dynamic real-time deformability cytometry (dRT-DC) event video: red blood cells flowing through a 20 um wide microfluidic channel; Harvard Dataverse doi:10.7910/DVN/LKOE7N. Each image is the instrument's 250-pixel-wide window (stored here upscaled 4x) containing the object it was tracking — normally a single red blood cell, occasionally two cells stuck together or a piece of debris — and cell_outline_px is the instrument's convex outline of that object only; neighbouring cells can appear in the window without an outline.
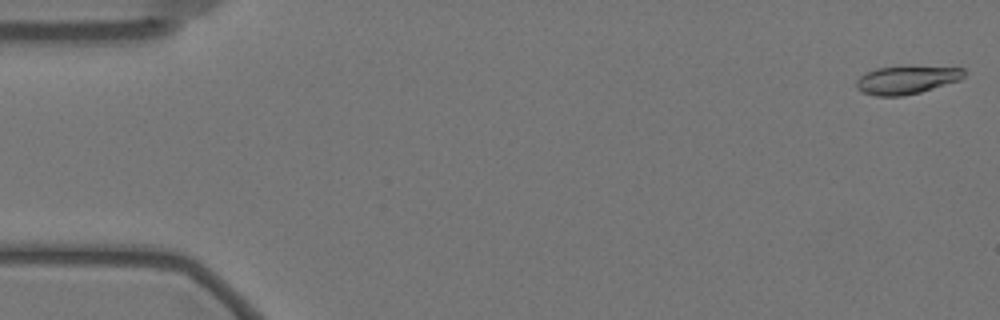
{"species": "Egyptian fruit bat (a non-hibernating species)", "species_latin": "Rousettus aegyptiacus", "temperature_condition": "warm", "stored_images_in_passage": 58, "camera_frame_rate_fps": 3000, "um_per_image_px": 0.085, "animal": {"sex": "female"}, "frame": {"image": 1, "passage_image": 1, "time_ms": 0.0, "image_size_px": [1000, 320], "cell_outline_px": [[964, 76], [960, 80], [920, 92], [904, 96], [876, 96], [864, 92], [856, 88], [856, 80], [860, 76], [876, 68], [964, 68]], "centroid_in_image_um": [77.02, 6.83], "position_along_channel_um": 8.0, "area_um2": 16.94}}
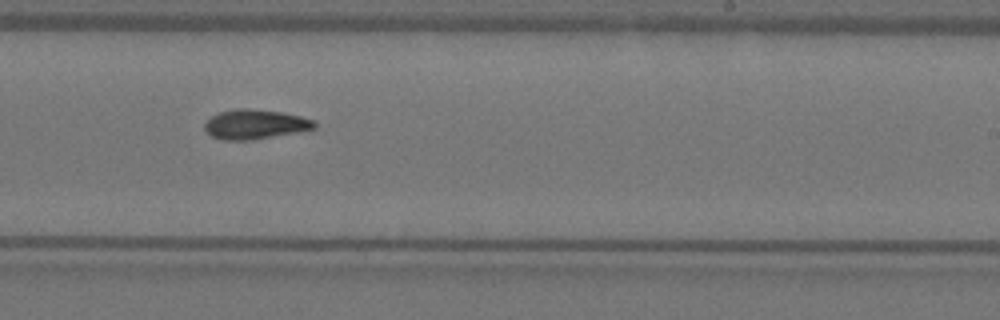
{"frame": {"image": 2, "passage_image": 35, "time_ms": 11.333, "image_size_px": [1000, 320], "cell_outline_px": [[316, 128], [296, 132], [252, 140], [220, 140], [212, 136], [204, 128], [204, 124], [212, 116], [220, 112], [236, 108], [248, 108], [280, 112], [300, 116], [316, 120]], "centroid_in_image_um": [21.68, 10.56], "position_along_channel_um": 267.3, "area_um2": 18.84}}
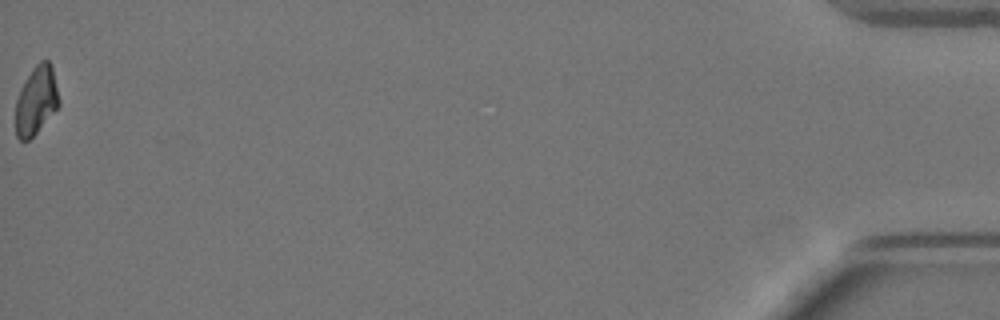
{"frame": {"image": 3, "passage_image": 58, "time_ms": 19.0, "image_size_px": [1000, 320], "cell_outline_px": [[60, 104], [36, 132], [28, 140], [20, 140], [16, 136], [16, 100], [20, 88], [24, 80], [32, 68], [40, 60], [48, 60], [52, 64], [60, 100]], "centroid_in_image_um": [3.08, 8.48], "position_along_channel_um": 432.1, "area_um2": 17.28}, "authors_computed_cell_mechanics": {"area_um2": 18.1781, "velocity_mm_per_s": 3.4875, "shape_relaxation_time_tau1_ms": null, "shape_relaxation_time_tau2_ms": 11.376, "deformation_change_tau1": null, "deformation_change_tau2": 0.1822}}